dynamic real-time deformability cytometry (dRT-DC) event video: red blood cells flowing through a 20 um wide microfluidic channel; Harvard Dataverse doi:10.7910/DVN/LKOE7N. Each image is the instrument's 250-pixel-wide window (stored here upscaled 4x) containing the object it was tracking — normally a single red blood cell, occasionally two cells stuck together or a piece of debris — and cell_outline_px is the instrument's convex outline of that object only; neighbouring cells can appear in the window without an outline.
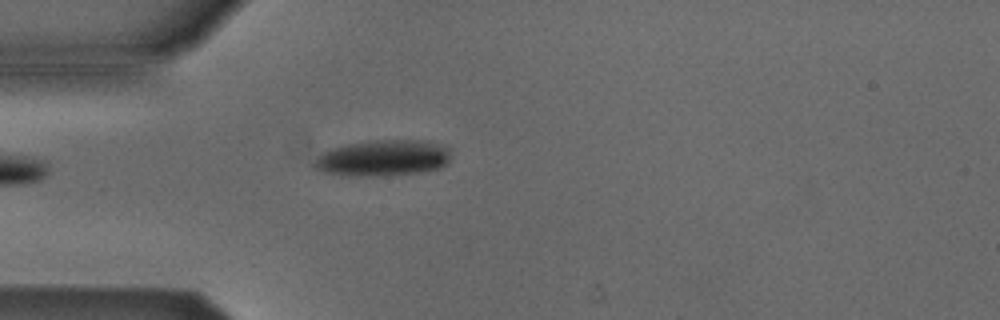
{"species": "Egyptian fruit bat (a non-hibernating species)", "species_latin": "Rousettus aegyptiacus", "temperature_condition": "cold", "stored_images_in_passage": 5, "camera_frame_rate_fps": 3000, "um_per_image_px": 0.085, "animal": {"sex": "male"}, "frame": {"image": 1, "passage_image": 5, "time_ms": 4.667, "image_size_px": [1000, 320], "cell_outline_px": [[452, 156], [448, 164], [440, 168], [420, 172], [384, 176], [348, 176], [324, 172], [316, 168], [312, 164], [324, 152], [332, 148], [348, 144], [372, 140], [428, 140], [448, 144], [452, 148]], "centroid_in_image_um": [32.69, 13.42], "position_along_channel_um": 52.3, "area_um2": 29.36}}